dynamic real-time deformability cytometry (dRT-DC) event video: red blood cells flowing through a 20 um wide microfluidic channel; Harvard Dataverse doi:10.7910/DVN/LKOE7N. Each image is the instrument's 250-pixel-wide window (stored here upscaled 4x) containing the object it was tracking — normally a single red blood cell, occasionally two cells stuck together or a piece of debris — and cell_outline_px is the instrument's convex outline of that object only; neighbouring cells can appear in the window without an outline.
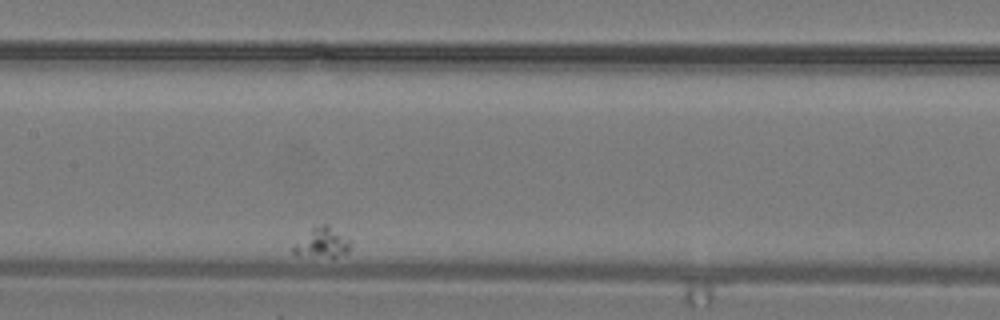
{"species": "common noctule bat (a hibernating species)", "species_latin": "Nyctalus noctula", "temperature_condition": "warm", "stored_images_in_passage": 25, "camera_frame_rate_fps": 3000, "um_per_image_px": 0.085, "animal": {"sex": "male", "body_mass_g": 19.2, "forearm_length_mm": 51.8}, "frame": {"image": 1, "passage_image": 11, "time_ms": 3.333, "image_size_px": [1000, 320], "cell_outline_px": [[352, 240], [348, 252], [336, 256], [296, 256], [292, 252], [292, 244], [312, 228], [320, 224], [328, 224]], "centroid_in_image_um": [27.36, 20.62], "position_along_channel_um": 180.0, "area_um2": 10.12}}
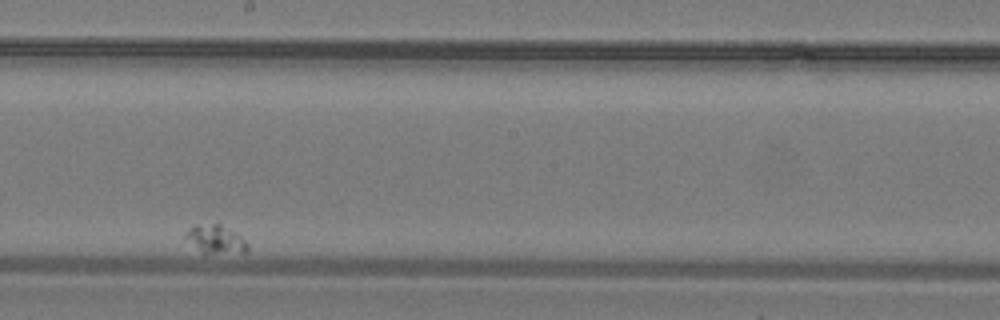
{"frame": {"image": 2, "passage_image": 15, "time_ms": 4.667, "image_size_px": [1000, 320], "cell_outline_px": [[248, 252], [204, 256], [184, 236], [184, 232], [192, 224], [220, 224], [240, 236], [248, 244]], "centroid_in_image_um": [18.29, 20.38], "position_along_channel_um": 229.9, "area_um2": 10.69}}